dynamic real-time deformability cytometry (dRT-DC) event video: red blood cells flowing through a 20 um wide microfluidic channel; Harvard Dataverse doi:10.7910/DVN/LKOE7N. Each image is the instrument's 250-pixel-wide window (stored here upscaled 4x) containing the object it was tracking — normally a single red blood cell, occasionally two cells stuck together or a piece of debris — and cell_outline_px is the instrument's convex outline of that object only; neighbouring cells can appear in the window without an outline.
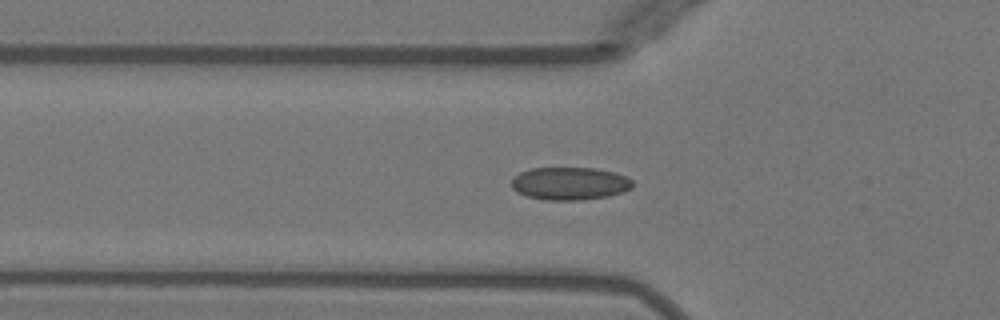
{"species": "Egyptian fruit bat (a non-hibernating species)", "species_latin": "Rousettus aegyptiacus", "temperature_condition": "warm", "stored_images_in_passage": 50, "camera_frame_rate_fps": 3000, "um_per_image_px": 0.085, "animal": {"sex": "female"}, "frame": {"image": 1, "passage_image": 17, "time_ms": 5.333, "image_size_px": [1000, 320], "cell_outline_px": [[632, 188], [624, 192], [608, 196], [580, 200], [544, 200], [528, 196], [516, 192], [512, 188], [512, 180], [520, 172], [532, 168], [592, 168], [616, 172], [632, 180]], "centroid_in_image_um": [48.44, 15.6], "position_along_channel_um": 77.4, "area_um2": 23.12}}
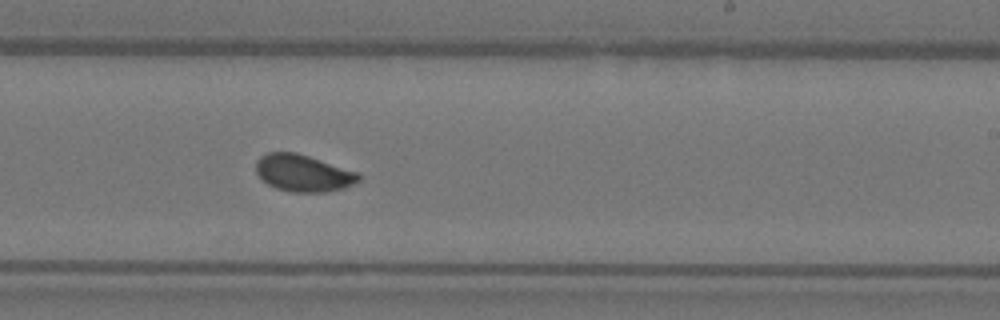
{"frame": {"image": 2, "passage_image": 31, "time_ms": 10.0, "image_size_px": [1000, 320], "cell_outline_px": [[360, 180], [344, 188], [324, 192], [288, 192], [276, 188], [268, 184], [256, 172], [256, 160], [260, 156], [268, 152], [296, 152], [360, 172]], "centroid_in_image_um": [25.78, 14.71], "position_along_channel_um": 263.2, "area_um2": 22.2}}
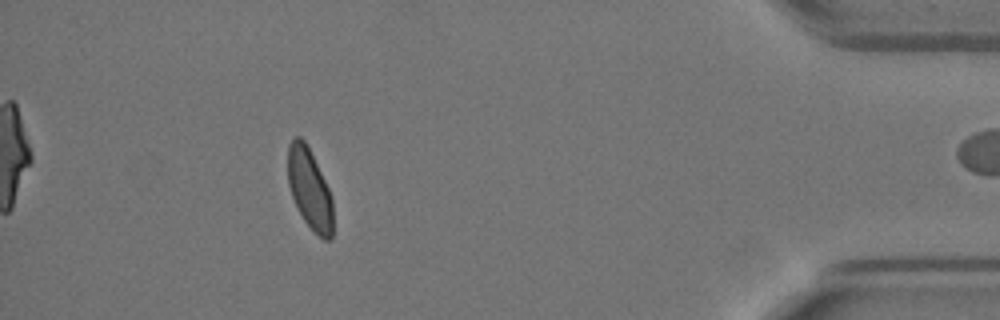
{"frame": {"image": 3, "passage_image": 46, "time_ms": 15.0, "image_size_px": [1000, 320], "cell_outline_px": [[332, 240], [324, 240], [304, 220], [292, 196], [288, 184], [288, 144], [296, 136], [300, 136], [308, 144], [328, 188], [332, 200]], "centroid_in_image_um": [26.31, 16.01], "position_along_channel_um": 408.9, "area_um2": 20.92}, "authors_computed_cell_mechanics": {"area_um2": 21.9062, "velocity_mm_per_s": 3.9751, "shape_relaxation_time_tau1_ms": 5.5485, "shape_relaxation_time_tau2_ms": null, "deformation_change_tau1": 0.1119, "deformation_change_tau2": null}}